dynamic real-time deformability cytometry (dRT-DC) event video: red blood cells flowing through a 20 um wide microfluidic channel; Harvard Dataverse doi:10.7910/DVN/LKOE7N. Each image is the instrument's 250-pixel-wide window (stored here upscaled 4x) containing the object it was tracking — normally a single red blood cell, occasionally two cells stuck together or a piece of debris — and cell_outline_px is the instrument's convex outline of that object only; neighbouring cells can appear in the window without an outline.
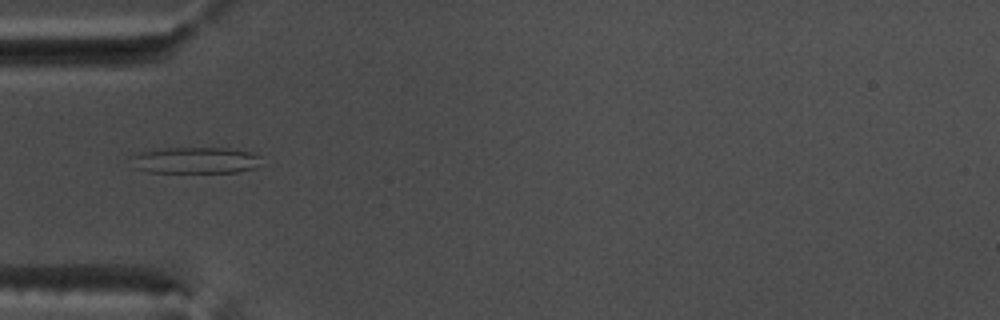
{"species": "common noctule bat (a hibernating species)", "species_latin": "Nyctalus noctula", "temperature_condition": "warm", "stored_images_in_passage": 36, "camera_frame_rate_fps": 3000, "um_per_image_px": 0.085, "animal": {"sex": "male", "body_mass_g": 17.5, "forearm_length_mm": 52.3}, "frame": {"image": 1, "passage_image": 1, "time_ms": 0.0, "image_size_px": [1000, 320], "cell_outline_px": [[260, 156], [256, 168], [236, 172], [148, 172], [136, 168], [132, 156], [140, 152], [168, 148], [228, 148], [252, 152]], "centroid_in_image_um": [16.65, 13.62], "position_along_channel_um": 68.4, "area_um2": 19.71}}
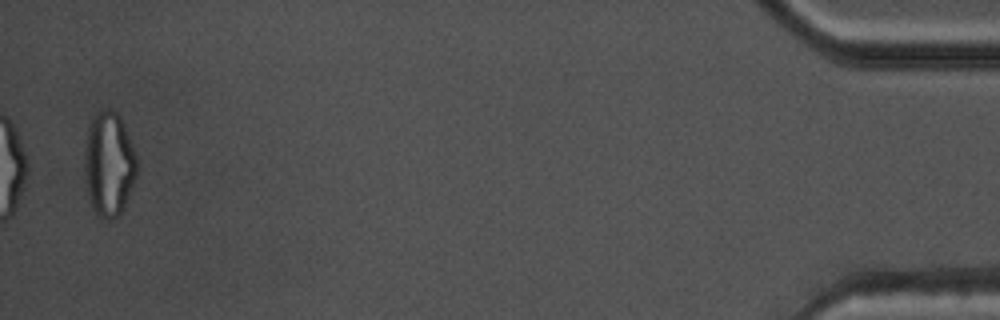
{"frame": {"image": 2, "passage_image": 36, "time_ms": 11.667, "image_size_px": [1000, 320], "cell_outline_px": [[136, 176], [124, 204], [120, 212], [112, 220], [104, 220], [92, 208], [88, 196], [84, 168], [84, 160], [88, 128], [92, 116], [96, 112], [104, 108], [112, 108], [120, 116], [136, 156]], "centroid_in_image_um": [9.23, 13.91], "position_along_channel_um": 426.0, "area_um2": 31.56}, "authors_computed_cell_mechanics": {"area_um2": 19.4786, "velocity_mm_per_s": 3.8174, "shape_relaxation_time_tau1_ms": null, "shape_relaxation_time_tau2_ms": 1.2661, "deformation_change_tau1": null, "deformation_change_tau2": 0.0768}}